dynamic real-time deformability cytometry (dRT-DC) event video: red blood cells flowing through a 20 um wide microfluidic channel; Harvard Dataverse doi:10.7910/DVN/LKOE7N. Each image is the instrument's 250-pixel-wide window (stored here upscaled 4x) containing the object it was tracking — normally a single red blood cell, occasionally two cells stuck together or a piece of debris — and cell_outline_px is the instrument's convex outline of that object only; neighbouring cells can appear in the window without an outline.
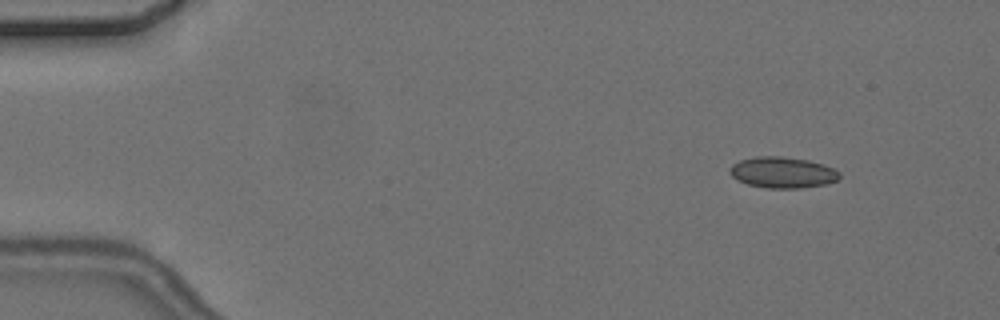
{"species": "common noctule bat (a hibernating species)", "species_latin": "Nyctalus noctula", "temperature_condition": "cold", "stored_images_in_passage": 5, "camera_frame_rate_fps": 3000, "um_per_image_px": 0.085, "animal": {"sex": "female", "body_mass_g": 24.6, "forearm_length_mm": 56.2}, "frame": {"image": 1, "passage_image": 2, "time_ms": 1.0, "image_size_px": [1000, 320], "cell_outline_px": [[840, 176], [836, 180], [824, 184], [800, 188], [768, 188], [748, 184], [736, 180], [728, 172], [728, 168], [732, 164], [740, 160], [756, 156], [780, 156], [808, 160], [824, 164], [840, 172]], "centroid_in_image_um": [66.47, 14.65], "position_along_channel_um": 18.5, "area_um2": 19.88}}